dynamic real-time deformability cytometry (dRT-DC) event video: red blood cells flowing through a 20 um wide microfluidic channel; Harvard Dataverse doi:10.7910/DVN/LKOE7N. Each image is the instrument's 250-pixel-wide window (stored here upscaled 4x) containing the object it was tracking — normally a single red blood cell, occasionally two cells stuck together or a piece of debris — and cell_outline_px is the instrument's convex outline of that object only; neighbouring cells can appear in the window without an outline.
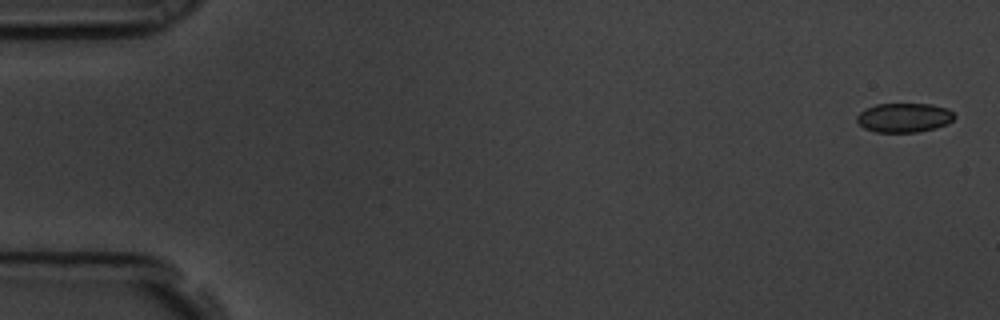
{"species": "common noctule bat (a hibernating species)", "species_latin": "Nyctalus noctula", "temperature_condition": "room temperature", "stored_images_in_passage": 7, "camera_frame_rate_fps": 3000, "um_per_image_px": 0.085, "animal": {"sex": "male", "body_mass_g": 19.5, "forearm_length_mm": 54.6}, "frame": {"image": 1, "passage_image": 1, "time_ms": 0.0, "image_size_px": [1000, 320], "cell_outline_px": [[956, 116], [948, 124], [936, 128], [916, 132], [876, 132], [864, 128], [856, 120], [856, 116], [864, 108], [876, 104], [932, 104], [948, 108]], "centroid_in_image_um": [76.85, 9.99], "position_along_channel_um": 8.2, "area_um2": 16.76}}
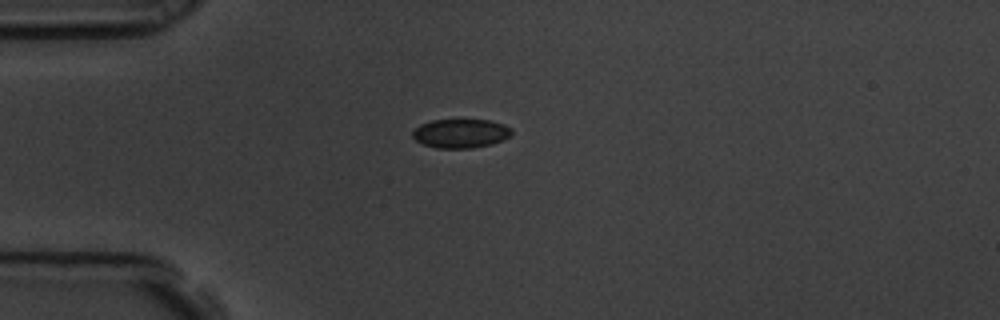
{"frame": {"image": 2, "passage_image": 5, "time_ms": 1.333, "image_size_px": [1000, 320], "cell_outline_px": [[512, 132], [504, 140], [492, 144], [472, 148], [436, 148], [424, 144], [416, 140], [412, 136], [412, 132], [420, 124], [432, 120], [488, 120], [504, 124], [512, 128]], "centroid_in_image_um": [39.17, 11.34], "position_along_channel_um": 45.8, "area_um2": 16.7}}